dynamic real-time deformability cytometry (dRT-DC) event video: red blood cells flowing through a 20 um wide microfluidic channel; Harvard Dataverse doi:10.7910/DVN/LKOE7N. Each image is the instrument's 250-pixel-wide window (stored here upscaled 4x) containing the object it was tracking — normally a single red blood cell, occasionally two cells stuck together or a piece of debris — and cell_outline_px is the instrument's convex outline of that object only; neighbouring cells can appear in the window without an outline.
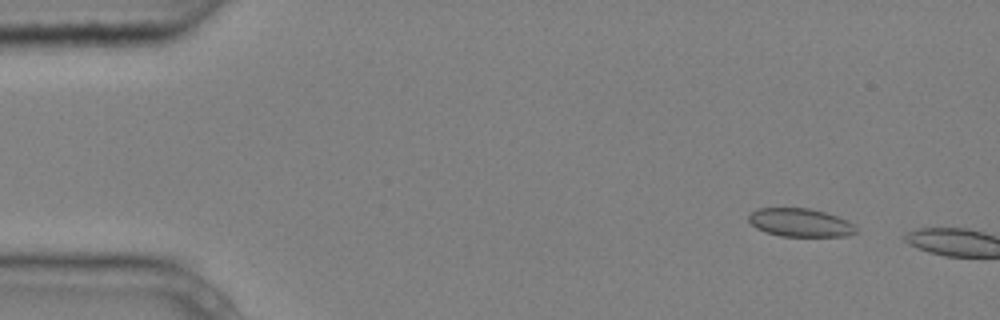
{"species": "common noctule bat (a hibernating species)", "species_latin": "Nyctalus noctula", "temperature_condition": "cold", "stored_images_in_passage": 5, "camera_frame_rate_fps": 3000, "um_per_image_px": 0.085, "animal": {"sex": "male", "body_mass_g": 20.4}, "frame": {"image": 1, "passage_image": 2, "time_ms": 0.333, "image_size_px": [1000, 320], "cell_outline_px": [[860, 232], [848, 236], [780, 236], [764, 232], [756, 228], [748, 220], [748, 216], [756, 208], [808, 208], [824, 212], [836, 216], [856, 224]], "centroid_in_image_um": [68.05, 18.93], "position_along_channel_um": 16.9, "area_um2": 17.92}}